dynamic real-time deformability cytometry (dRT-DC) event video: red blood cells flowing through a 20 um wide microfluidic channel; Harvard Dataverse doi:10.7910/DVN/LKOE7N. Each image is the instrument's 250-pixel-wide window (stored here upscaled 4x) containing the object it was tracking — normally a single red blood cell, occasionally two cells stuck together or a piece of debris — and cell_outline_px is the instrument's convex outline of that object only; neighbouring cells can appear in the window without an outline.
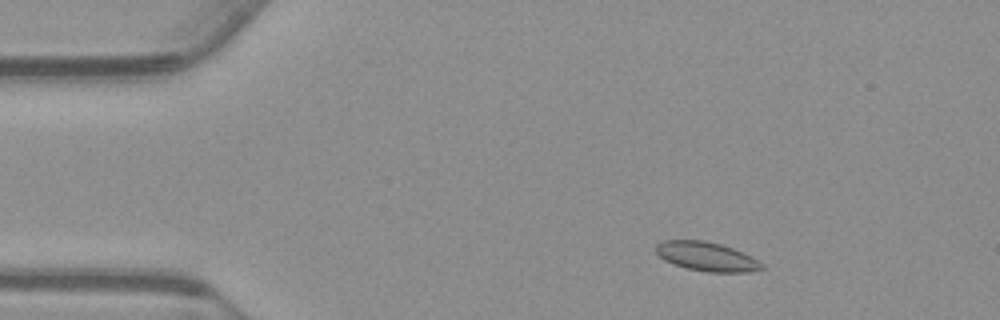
{"species": "common noctule bat (a hibernating species)", "species_latin": "Nyctalus noctula", "temperature_condition": "warm", "stored_images_in_passage": 54, "camera_frame_rate_fps": 3000, "um_per_image_px": 0.085, "animal": {"sex": "male", "body_mass_g": 23.1, "forearm_length_mm": 52.7}, "frame": {"image": 1, "passage_image": 7, "time_ms": 2.0, "image_size_px": [1000, 320], "cell_outline_px": [[764, 268], [748, 272], [708, 272], [688, 268], [664, 260], [656, 252], [656, 244], [664, 240], [704, 240], [720, 244], [732, 248], [764, 264]], "centroid_in_image_um": [60.04, 21.8], "position_along_channel_um": 25.0, "area_um2": 17.57}}
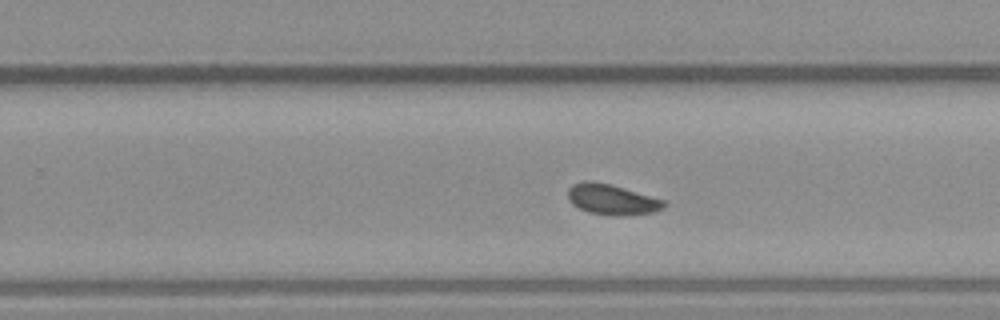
{"frame": {"image": 2, "passage_image": 33, "time_ms": 10.667, "image_size_px": [1000, 320], "cell_outline_px": [[668, 204], [664, 208], [652, 212], [624, 216], [612, 216], [588, 212], [572, 204], [568, 200], [568, 188], [572, 184], [584, 180], [592, 180], [612, 184], [664, 200]], "centroid_in_image_um": [52.0, 16.95], "position_along_channel_um": 277.8, "area_um2": 17.34}}
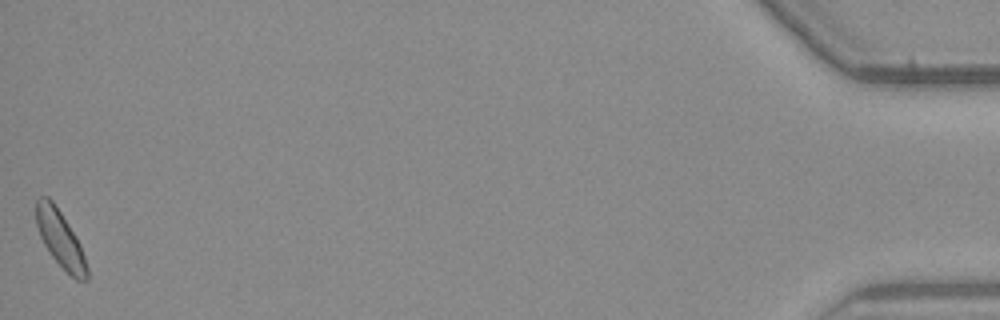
{"frame": {"image": 3, "passage_image": 54, "time_ms": 17.667, "image_size_px": [1000, 320], "cell_outline_px": [[88, 280], [76, 280], [52, 256], [44, 244], [40, 236], [36, 224], [36, 200], [40, 196], [48, 196], [52, 200], [68, 224], [80, 244], [88, 268]], "centroid_in_image_um": [5.12, 20.29], "position_along_channel_um": 430.1, "area_um2": 16.42}}